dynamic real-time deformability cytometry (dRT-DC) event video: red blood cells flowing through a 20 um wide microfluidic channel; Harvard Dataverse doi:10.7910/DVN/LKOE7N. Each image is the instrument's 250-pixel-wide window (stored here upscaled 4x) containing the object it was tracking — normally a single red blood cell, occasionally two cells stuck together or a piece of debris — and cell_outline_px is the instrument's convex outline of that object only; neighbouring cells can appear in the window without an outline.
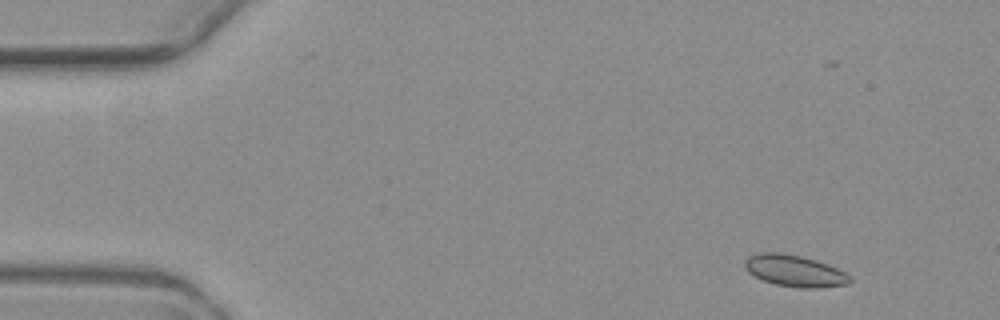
{"species": "common noctule bat (a hibernating species)", "species_latin": "Nyctalus noctula", "temperature_condition": "warm", "stored_images_in_passage": 4, "camera_frame_rate_fps": 3000, "um_per_image_px": 0.085, "animal": {"sex": "female", "body_mass_g": 19.3, "forearm_length_mm": 54.1}, "frame": {"image": 1, "passage_image": 1, "time_ms": 0.0, "image_size_px": [1000, 320], "cell_outline_px": [[852, 280], [848, 284], [816, 288], [800, 288], [776, 284], [764, 280], [748, 272], [744, 268], [744, 260], [748, 256], [760, 252], [784, 252], [816, 260], [828, 264], [852, 276]], "centroid_in_image_um": [67.54, 23.01], "position_along_channel_um": 17.5, "area_um2": 19.42}}
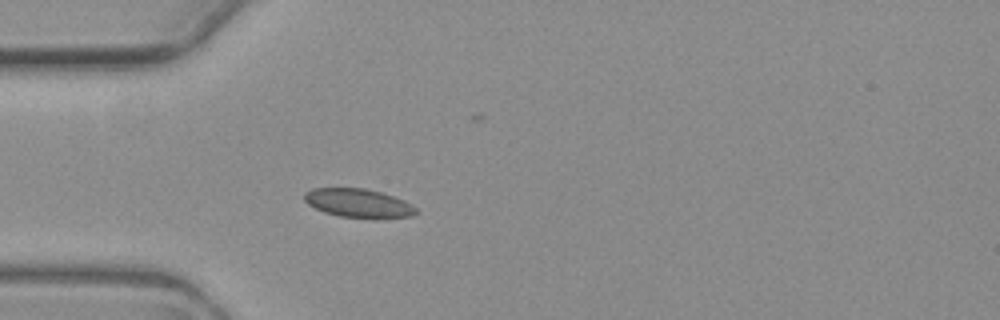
{"frame": {"image": 2, "passage_image": 4, "time_ms": 3.667, "image_size_px": [1000, 320], "cell_outline_px": [[416, 212], [412, 216], [376, 220], [340, 216], [324, 212], [308, 204], [304, 200], [304, 192], [312, 188], [364, 188], [380, 192], [404, 200], [412, 204], [416, 208]], "centroid_in_image_um": [30.48, 17.29], "position_along_channel_um": 54.5, "area_um2": 19.02}}